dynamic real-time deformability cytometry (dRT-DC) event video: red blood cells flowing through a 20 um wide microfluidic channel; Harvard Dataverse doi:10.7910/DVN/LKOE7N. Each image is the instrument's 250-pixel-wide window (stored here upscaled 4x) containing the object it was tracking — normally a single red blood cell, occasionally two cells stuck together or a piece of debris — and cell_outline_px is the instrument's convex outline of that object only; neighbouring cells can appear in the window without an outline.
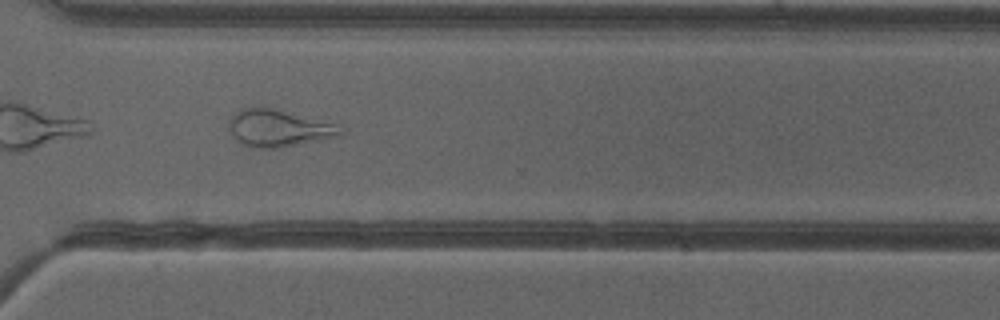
{"species": "common noctule bat (a hibernating species)", "species_latin": "Nyctalus noctula", "temperature_condition": "cold", "stored_images_in_passage": 51, "camera_frame_rate_fps": 3000, "um_per_image_px": 0.085, "animal": {"sex": "female"}, "frame": {"image": 1, "passage_image": 37, "time_ms": 12.0, "image_size_px": [1000, 320], "cell_outline_px": [[344, 132], [340, 136], [280, 148], [252, 148], [236, 140], [232, 136], [228, 128], [228, 120], [236, 112], [244, 108], [272, 108], [332, 124]], "centroid_in_image_um": [23.59, 10.93], "position_along_channel_um": 347.0, "area_um2": 23.52}, "authors_computed_cell_mechanics": {"area_um2": 27.8596, "velocity_mm_per_s": 4.0056, "shape_relaxation_time_tau1_ms": null, "shape_relaxation_time_tau2_ms": 2.0243, "deformation_change_tau1": null, "deformation_change_tau2": 0.119}}